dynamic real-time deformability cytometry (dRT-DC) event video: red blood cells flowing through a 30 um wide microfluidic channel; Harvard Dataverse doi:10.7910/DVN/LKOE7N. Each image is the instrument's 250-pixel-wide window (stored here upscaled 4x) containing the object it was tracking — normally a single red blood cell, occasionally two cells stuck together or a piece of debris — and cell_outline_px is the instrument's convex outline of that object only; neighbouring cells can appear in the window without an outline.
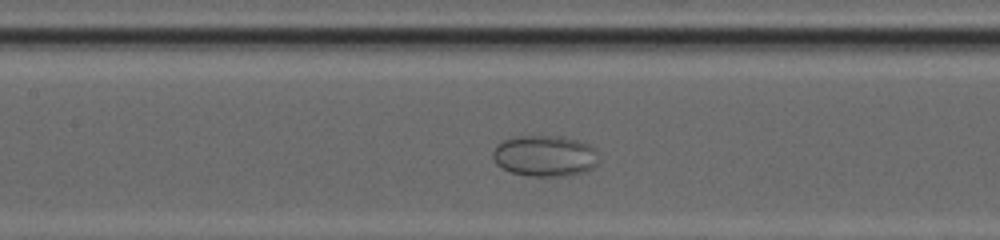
{"species": "common noctule bat (a hibernating species)", "species_latin": "Nyctalus noctula", "temperature_condition": "cold", "stored_images_in_passage": 41, "camera_frame_rate_fps": 3000, "um_per_image_px": 0.085, "animal": {"sex": "female", "body_mass_g": 20.0, "forearm_length_mm": 54.0}, "frame": {"image": 1, "passage_image": 14, "time_ms": 4.333, "image_size_px": [1000, 240], "cell_outline_px": [[596, 164], [592, 168], [584, 172], [568, 176], [528, 176], [512, 172], [500, 168], [496, 164], [492, 156], [492, 152], [496, 144], [500, 140], [520, 136], [556, 136], [576, 140], [588, 144], [596, 148]], "centroid_in_image_um": [46.26, 13.26], "position_along_channel_um": 161.1, "area_um2": 25.49}}
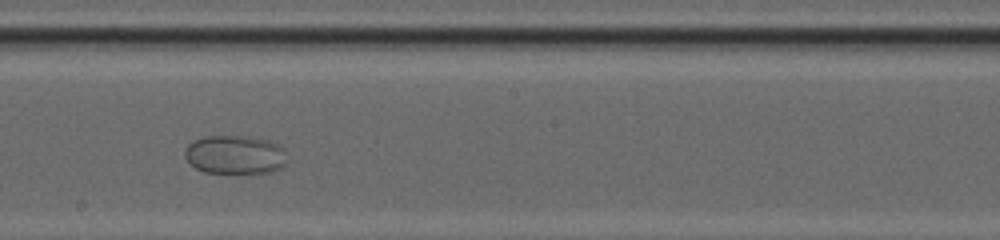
{"frame": {"image": 2, "passage_image": 19, "time_ms": 6.0, "image_size_px": [1000, 240], "cell_outline_px": [[284, 164], [280, 168], [272, 172], [204, 172], [196, 168], [184, 156], [184, 152], [188, 144], [204, 136], [248, 136], [272, 140], [284, 148]], "centroid_in_image_um": [19.98, 13.12], "position_along_channel_um": 228.2, "area_um2": 22.89}}
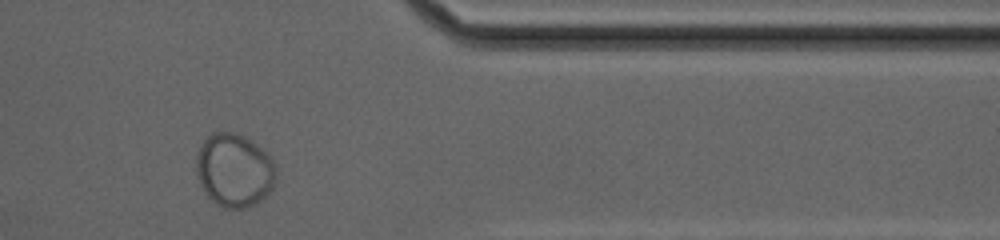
{"frame": {"image": 3, "passage_image": 32, "time_ms": 10.333, "image_size_px": [1000, 240], "cell_outline_px": [[276, 180], [272, 188], [256, 204], [244, 208], [224, 208], [216, 204], [208, 196], [196, 172], [196, 156], [200, 144], [212, 132], [236, 132], [256, 144], [272, 160], [276, 172]], "centroid_in_image_um": [19.9, 14.47], "position_along_channel_um": 391.5, "area_um2": 33.81}}